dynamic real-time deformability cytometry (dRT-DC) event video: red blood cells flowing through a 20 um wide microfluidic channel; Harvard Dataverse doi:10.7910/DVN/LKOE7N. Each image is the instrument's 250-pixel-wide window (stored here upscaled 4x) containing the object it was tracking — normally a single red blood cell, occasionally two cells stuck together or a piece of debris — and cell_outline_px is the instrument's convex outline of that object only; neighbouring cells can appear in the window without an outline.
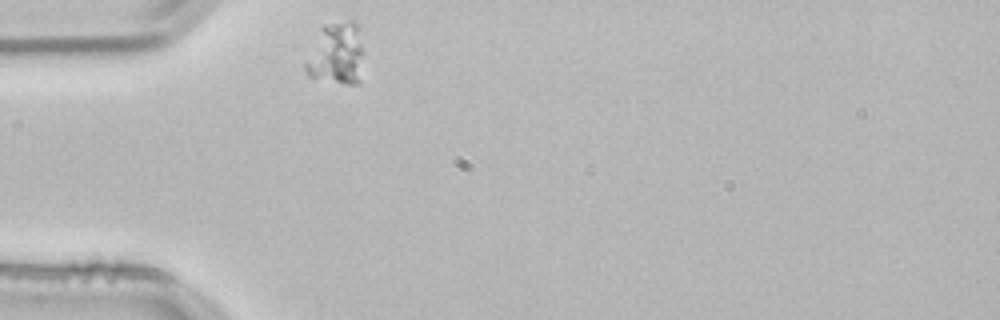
{"species": "common noctule bat (a hibernating species)", "species_latin": "Nyctalus noctula", "temperature_condition": "room temperature", "stored_images_in_passage": 43, "camera_frame_rate_fps": 3000, "um_per_image_px": 0.085, "animal": {"sex": "male", "body_mass_g": 21.5, "forearm_length_mm": 52.0}, "frame": {"image": 1, "passage_image": 1, "time_ms": 0.0, "image_size_px": [1000, 320], "cell_outline_px": [[360, 84], [348, 84], [308, 76], [304, 68], [304, 64], [320, 28], [324, 24], [352, 20], [356, 20], [360, 28]], "centroid_in_image_um": [28.57, 4.54], "position_along_channel_um": 56.4, "area_um2": 20.69}}
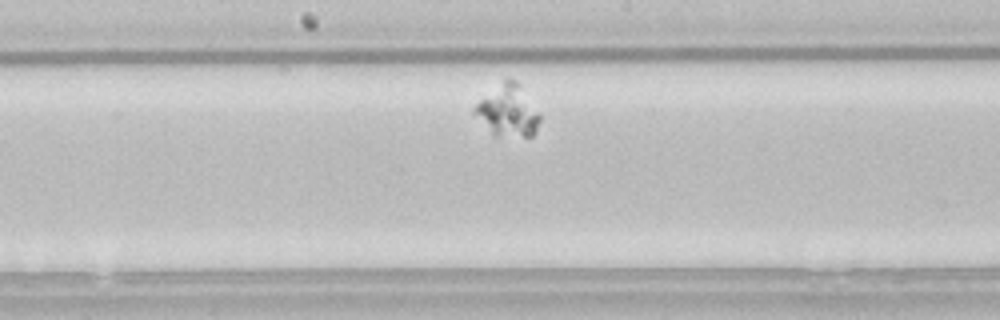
{"frame": {"image": 2, "passage_image": 15, "time_ms": 4.667, "image_size_px": [1000, 320], "cell_outline_px": [[540, 120], [536, 132], [532, 136], [496, 136], [472, 112], [472, 108], [480, 100], [508, 76], [516, 80], [520, 84], [540, 112]], "centroid_in_image_um": [43.21, 9.39], "position_along_channel_um": 205.0, "area_um2": 19.54}}
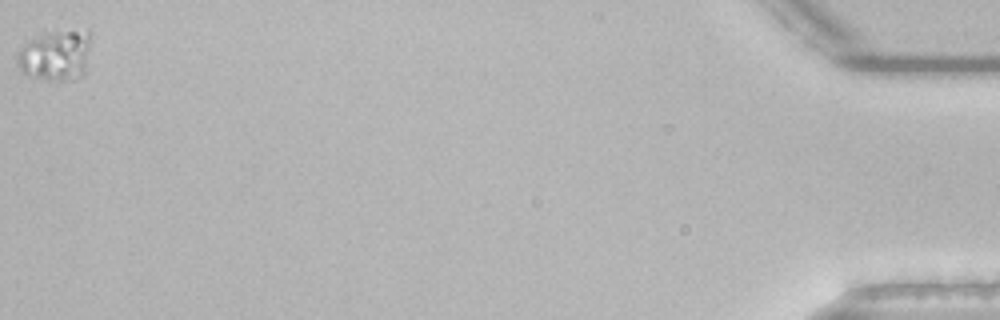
{"frame": {"image": 3, "passage_image": 43, "time_ms": 14.0, "image_size_px": [1000, 320], "cell_outline_px": [[92, 32], [84, 76], [76, 80], [48, 80], [24, 76], [20, 72], [16, 60], [16, 52], [20, 44], [24, 40], [44, 28], [88, 28]], "centroid_in_image_um": [4.67, 4.59], "position_along_channel_um": 430.5, "area_um2": 24.1}}